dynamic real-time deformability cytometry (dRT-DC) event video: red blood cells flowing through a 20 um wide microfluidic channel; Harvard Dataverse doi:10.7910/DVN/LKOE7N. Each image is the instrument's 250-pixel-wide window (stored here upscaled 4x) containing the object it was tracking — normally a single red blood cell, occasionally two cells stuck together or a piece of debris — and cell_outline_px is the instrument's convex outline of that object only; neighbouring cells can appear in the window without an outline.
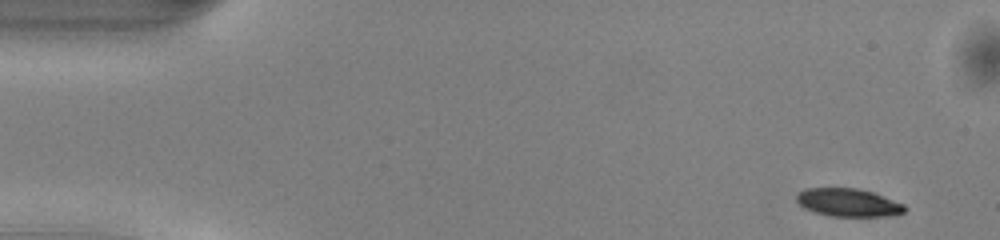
{"species": "common noctule bat (a hibernating species)", "species_latin": "Nyctalus noctula", "temperature_condition": "warm", "stored_images_in_passage": 48, "camera_frame_rate_fps": 3000, "um_per_image_px": 0.085, "animal": {"sex": "male", "body_mass_g": 13.0, "forearm_length_mm": 53.1}, "frame": {"image": 1, "passage_image": 1, "time_ms": 0.0, "image_size_px": [1000, 240], "cell_outline_px": [[908, 208], [904, 212], [884, 216], [828, 216], [804, 208], [796, 200], [796, 196], [800, 192], [808, 188], [856, 188], [872, 192], [904, 204]], "centroid_in_image_um": [72.1, 17.22], "position_along_channel_um": 12.9, "area_um2": 17.46}}
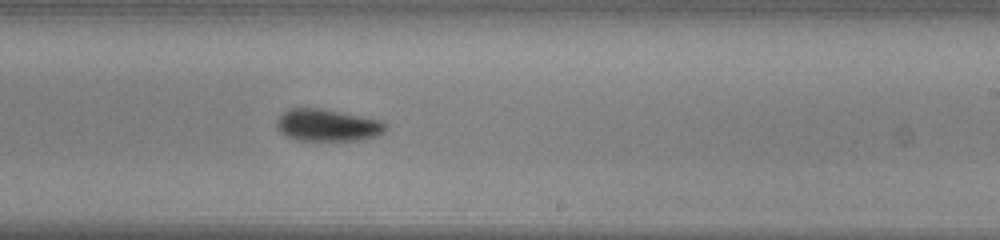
{"frame": {"image": 2, "passage_image": 28, "time_ms": 9.0, "image_size_px": [1000, 240], "cell_outline_px": [[388, 128], [384, 132], [376, 136], [360, 140], [296, 140], [280, 132], [276, 128], [276, 120], [284, 112], [292, 108], [320, 108], [384, 120], [388, 124]], "centroid_in_image_um": [27.88, 10.64], "position_along_channel_um": 261.1, "area_um2": 20.52}}
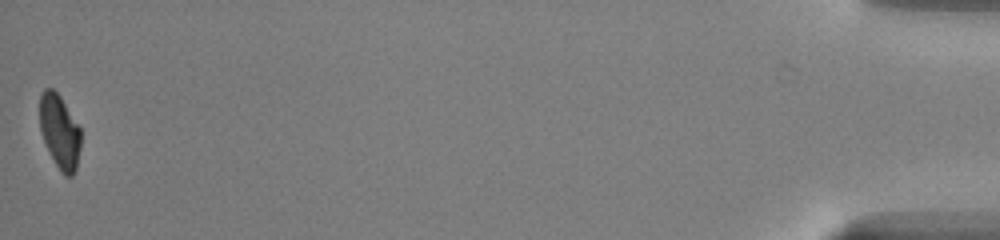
{"frame": {"image": 3, "passage_image": 48, "time_ms": 15.667, "image_size_px": [1000, 240], "cell_outline_px": [[80, 148], [76, 168], [72, 176], [64, 176], [60, 172], [40, 132], [40, 92], [44, 88], [52, 88], [60, 96], [80, 128]], "centroid_in_image_um": [5.06, 11.17], "position_along_channel_um": 430.1, "area_um2": 17.51}, "authors_computed_cell_mechanics": {"area_um2": 19.5364, "velocity_mm_per_s": 4.0652, "shape_relaxation_time_tau1_ms": 1.8682, "shape_relaxation_time_tau2_ms": 5.1747, "deformation_change_tau1": 0.131, "deformation_change_tau2": 0.1016}}